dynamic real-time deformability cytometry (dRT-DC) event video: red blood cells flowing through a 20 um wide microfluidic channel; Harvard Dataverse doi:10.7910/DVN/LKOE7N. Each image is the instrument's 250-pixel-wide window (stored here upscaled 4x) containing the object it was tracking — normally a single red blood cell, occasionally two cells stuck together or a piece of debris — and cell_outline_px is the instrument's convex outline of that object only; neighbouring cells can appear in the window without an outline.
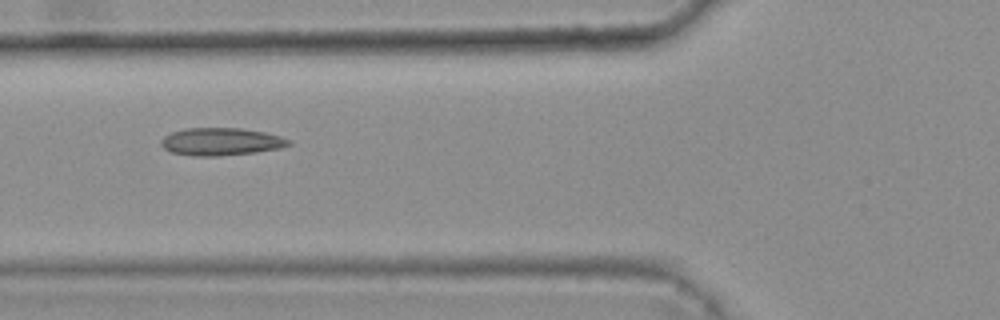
{"species": "common noctule bat (a hibernating species)", "species_latin": "Nyctalus noctula", "temperature_condition": "warm", "stored_images_in_passage": 7, "camera_frame_rate_fps": 3000, "um_per_image_px": 0.085, "animal": {"sex": "female", "body_mass_g": 25.1}, "frame": {"image": 1, "passage_image": 6, "time_ms": 1.667, "image_size_px": [1000, 320], "cell_outline_px": [[292, 144], [280, 148], [256, 152], [220, 156], [192, 156], [172, 152], [164, 148], [160, 144], [160, 140], [164, 136], [172, 132], [184, 128], [240, 128], [264, 132], [280, 136], [292, 140]], "centroid_in_image_um": [18.79, 12.04], "position_along_channel_um": 107.0, "area_um2": 20.63}}
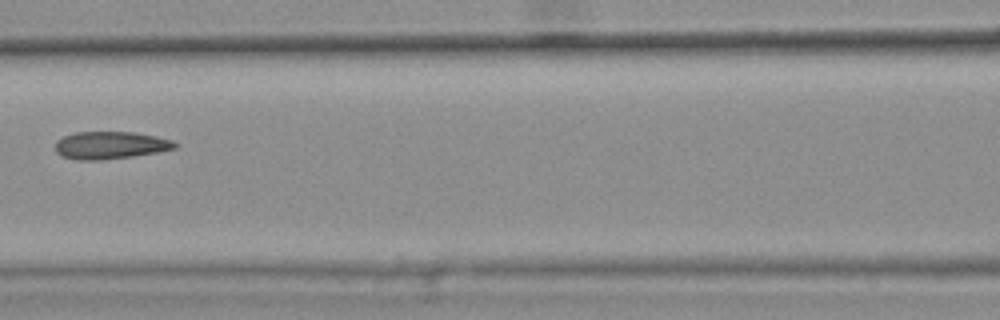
{"frame": {"image": 2, "passage_image": 7, "time_ms": 2.0, "image_size_px": [1000, 320], "cell_outline_px": [[180, 144], [176, 148], [156, 152], [132, 156], [104, 160], [76, 160], [60, 156], [56, 152], [56, 140], [64, 136], [76, 132], [136, 132], [156, 136], [172, 140]], "centroid_in_image_um": [9.38, 12.35], "position_along_channel_um": 157.2, "area_um2": 19.31}}